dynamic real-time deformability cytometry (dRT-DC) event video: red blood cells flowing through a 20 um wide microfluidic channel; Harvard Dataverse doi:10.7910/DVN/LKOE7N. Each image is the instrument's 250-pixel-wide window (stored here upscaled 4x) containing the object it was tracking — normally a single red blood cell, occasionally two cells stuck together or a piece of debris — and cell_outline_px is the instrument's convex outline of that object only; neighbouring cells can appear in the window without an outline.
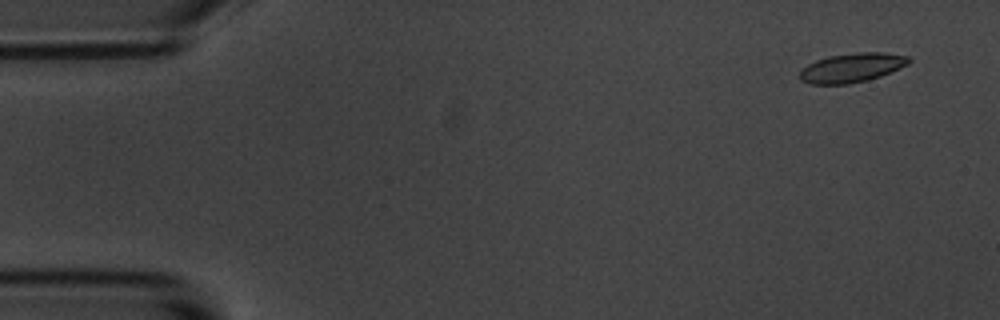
{"species": "common noctule bat (a hibernating species)", "species_latin": "Nyctalus noctula", "temperature_condition": "room temperature", "stored_images_in_passage": 56, "camera_frame_rate_fps": 3000, "um_per_image_px": 0.085, "animal": {"sex": "male", "body_mass_g": 20.1, "forearm_length_mm": 53.5}, "frame": {"image": 1, "passage_image": 4, "time_ms": 1.0, "image_size_px": [1000, 320], "cell_outline_px": [[912, 60], [908, 64], [880, 76], [868, 80], [848, 84], [812, 84], [800, 80], [800, 72], [808, 64], [816, 60], [828, 56], [860, 52], [884, 52], [908, 56]], "centroid_in_image_um": [72.42, 5.75], "position_along_channel_um": 12.6, "area_um2": 18.44}}
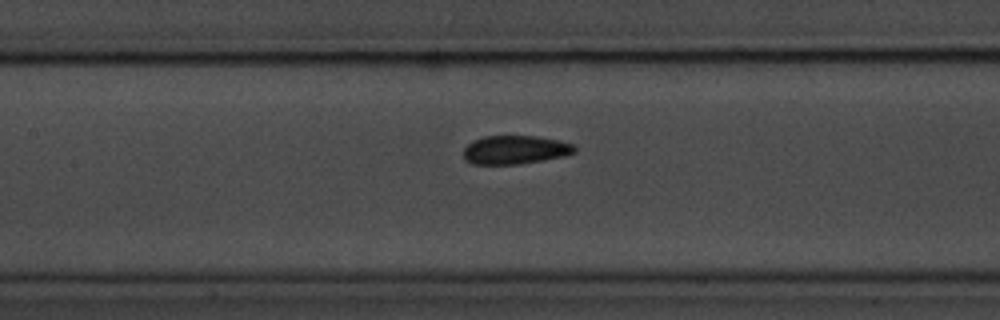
{"frame": {"image": 2, "passage_image": 26, "time_ms": 8.333, "image_size_px": [1000, 320], "cell_outline_px": [[576, 152], [564, 156], [544, 160], [520, 164], [472, 164], [464, 160], [464, 148], [472, 140], [484, 136], [536, 136], [556, 140], [572, 144], [576, 148]], "centroid_in_image_um": [43.76, 12.74], "position_along_channel_um": 163.6, "area_um2": 18.55}}
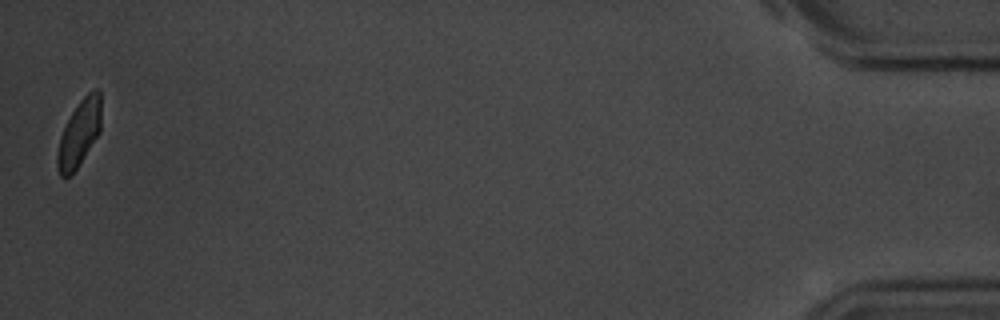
{"frame": {"image": 3, "passage_image": 56, "time_ms": 18.333, "image_size_px": [1000, 320], "cell_outline_px": [[100, 132], [72, 176], [60, 176], [56, 164], [56, 156], [60, 136], [72, 112], [80, 100], [88, 92], [96, 88], [100, 88]], "centroid_in_image_um": [6.73, 11.35], "position_along_channel_um": 428.5, "area_um2": 16.94}, "authors_computed_cell_mechanics": {"area_um2": 18.496, "velocity_mm_per_s": 3.5846, "shape_relaxation_time_tau1_ms": 3.9347, "shape_relaxation_time_tau2_ms": 0.0389, "deformation_change_tau1": 0.1282, "deformation_change_tau2": 0.0412}}